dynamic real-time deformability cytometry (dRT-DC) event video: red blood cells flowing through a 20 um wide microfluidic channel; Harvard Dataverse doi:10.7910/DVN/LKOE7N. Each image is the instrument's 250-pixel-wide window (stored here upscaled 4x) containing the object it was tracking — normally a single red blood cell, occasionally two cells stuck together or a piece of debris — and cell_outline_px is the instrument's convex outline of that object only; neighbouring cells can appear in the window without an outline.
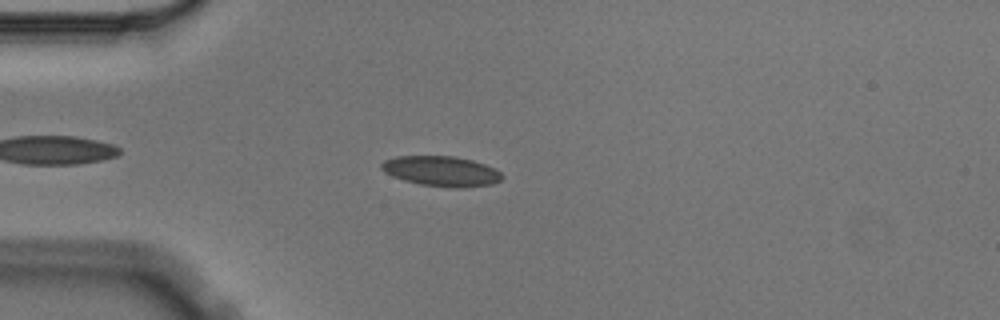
{"species": "Egyptian fruit bat (a non-hibernating species)", "species_latin": "Rousettus aegyptiacus", "temperature_condition": "cold", "stored_images_in_passage": 3, "camera_frame_rate_fps": 3000, "um_per_image_px": 0.085, "animal": {"sex": "male"}, "frame": {"image": 1, "passage_image": 3, "time_ms": 0.667, "image_size_px": [1000, 320], "cell_outline_px": [[504, 176], [500, 180], [492, 184], [460, 188], [452, 188], [420, 184], [404, 180], [392, 176], [384, 172], [380, 168], [380, 164], [384, 160], [396, 156], [456, 156], [472, 160], [496, 168]], "centroid_in_image_um": [37.51, 14.54], "position_along_channel_um": 47.5, "area_um2": 21.33}}